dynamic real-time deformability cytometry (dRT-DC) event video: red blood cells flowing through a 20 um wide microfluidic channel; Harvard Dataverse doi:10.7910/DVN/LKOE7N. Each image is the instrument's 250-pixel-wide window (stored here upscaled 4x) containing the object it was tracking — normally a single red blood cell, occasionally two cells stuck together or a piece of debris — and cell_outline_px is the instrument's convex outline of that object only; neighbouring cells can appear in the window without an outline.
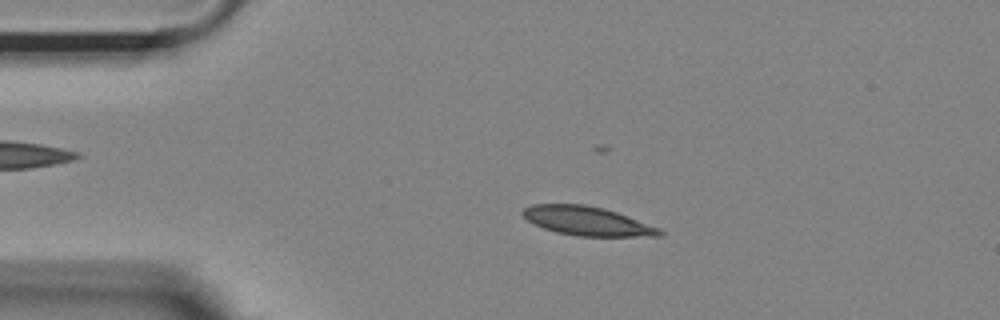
{"species": "Egyptian fruit bat (a non-hibernating species)", "species_latin": "Rousettus aegyptiacus", "temperature_condition": "room temperature", "stored_images_in_passage": 53, "camera_frame_rate_fps": 3000, "um_per_image_px": 0.085, "animal": {"sex": "female"}, "frame": {"image": 1, "passage_image": 10, "time_ms": 3.0, "image_size_px": [1000, 320], "cell_outline_px": [[664, 232], [660, 236], [576, 236], [556, 232], [544, 228], [528, 220], [520, 212], [524, 208], [532, 204], [584, 204], [604, 208], [616, 212], [660, 228]], "centroid_in_image_um": [49.9, 18.78], "position_along_channel_um": 35.1, "area_um2": 22.95}}
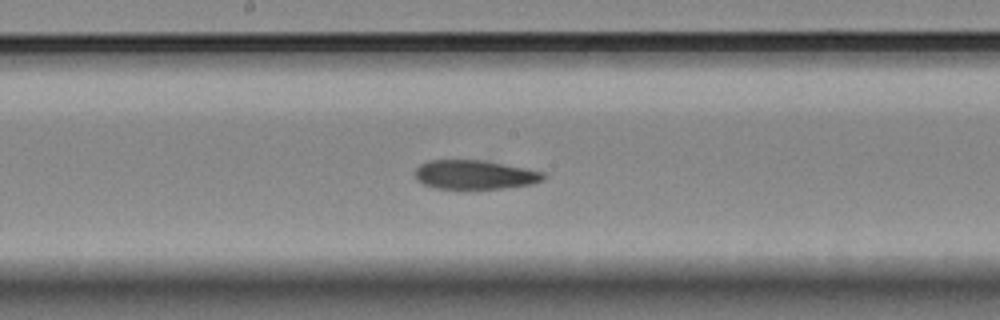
{"frame": {"image": 2, "passage_image": 27, "time_ms": 8.667, "image_size_px": [1000, 320], "cell_outline_px": [[544, 176], [540, 180], [532, 184], [504, 188], [436, 188], [424, 184], [416, 180], [416, 168], [420, 164], [428, 160], [484, 160], [544, 172]], "centroid_in_image_um": [40.32, 14.84], "position_along_channel_um": 207.9, "area_um2": 21.44}}
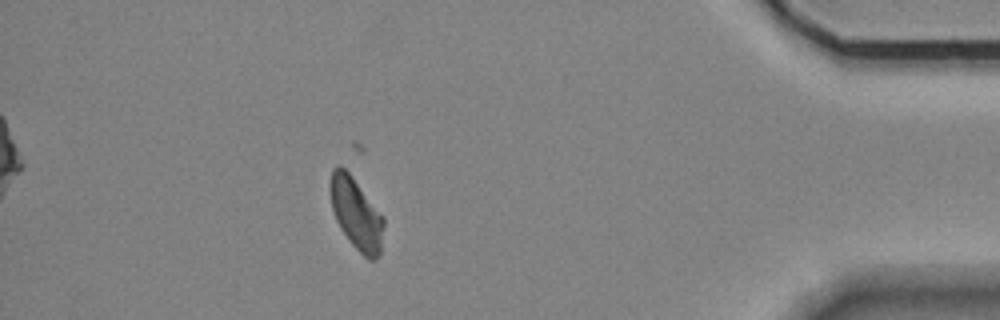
{"frame": {"image": 3, "passage_image": 47, "time_ms": 15.333, "image_size_px": [1000, 320], "cell_outline_px": [[384, 224], [380, 256], [376, 260], [368, 260], [352, 244], [340, 228], [336, 220], [332, 208], [332, 168], [340, 164], [352, 176], [384, 216]], "centroid_in_image_um": [30.33, 18.21], "position_along_channel_um": 404.9, "area_um2": 22.02}}